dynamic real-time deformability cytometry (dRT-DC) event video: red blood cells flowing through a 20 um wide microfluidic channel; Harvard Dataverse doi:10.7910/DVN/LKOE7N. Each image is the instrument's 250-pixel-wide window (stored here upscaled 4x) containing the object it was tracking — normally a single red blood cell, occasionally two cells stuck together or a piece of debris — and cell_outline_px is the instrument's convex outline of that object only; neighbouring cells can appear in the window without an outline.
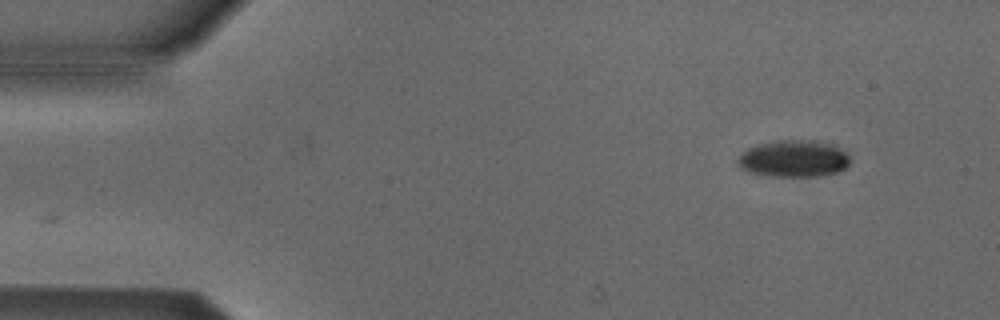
{"species": "Egyptian fruit bat (a non-hibernating species)", "species_latin": "Rousettus aegyptiacus", "temperature_condition": "cold", "stored_images_in_passage": 42, "camera_frame_rate_fps": 3000, "um_per_image_px": 0.085, "animal": {"sex": "male"}, "frame": {"image": 1, "passage_image": 1, "time_ms": 0.0, "image_size_px": [1000, 320], "cell_outline_px": [[848, 164], [844, 168], [836, 172], [820, 176], [772, 176], [748, 172], [740, 168], [736, 160], [748, 148], [760, 144], [776, 140], [816, 140], [836, 144], [848, 152]], "centroid_in_image_um": [67.49, 13.47], "position_along_channel_um": 17.5, "area_um2": 24.28}}
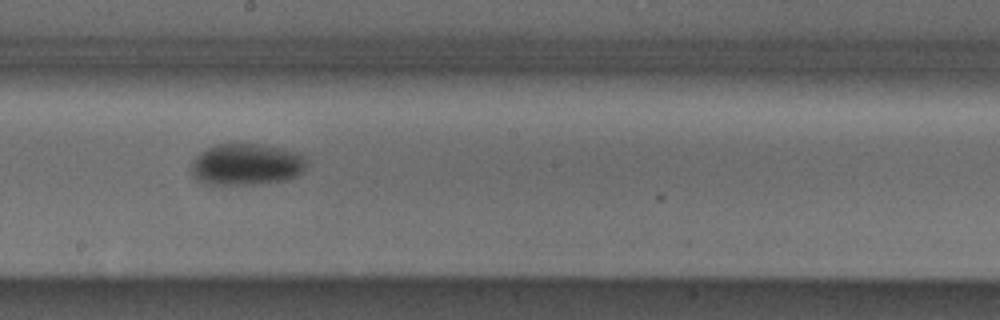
{"frame": {"image": 2, "passage_image": 25, "time_ms": 8.0, "image_size_px": [1000, 320], "cell_outline_px": [[308, 164], [296, 176], [288, 180], [256, 184], [204, 184], [196, 180], [192, 176], [192, 160], [200, 152], [216, 144], [260, 144], [280, 148], [296, 152], [304, 156], [308, 160]], "centroid_in_image_um": [20.94, 13.98], "position_along_channel_um": 227.3, "area_um2": 28.09}}
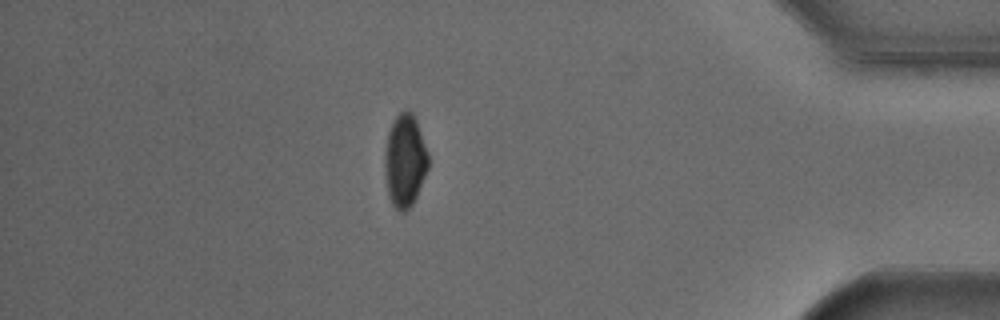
{"frame": {"image": 3, "passage_image": 42, "time_ms": 13.667, "image_size_px": [1000, 320], "cell_outline_px": [[428, 168], [416, 196], [412, 204], [404, 212], [400, 212], [392, 204], [388, 196], [384, 168], [384, 152], [388, 132], [396, 116], [400, 112], [408, 108], [412, 112], [416, 120], [428, 152]], "centroid_in_image_um": [34.4, 13.64], "position_along_channel_um": 400.8, "area_um2": 23.52}, "authors_computed_cell_mechanics": {"area_um2": 26.877, "velocity_mm_per_s": 3.8211, "shape_relaxation_time_tau1_ms": 5.0445, "shape_relaxation_time_tau2_ms": null, "deformation_change_tau1": 0.1286, "deformation_change_tau2": null}}